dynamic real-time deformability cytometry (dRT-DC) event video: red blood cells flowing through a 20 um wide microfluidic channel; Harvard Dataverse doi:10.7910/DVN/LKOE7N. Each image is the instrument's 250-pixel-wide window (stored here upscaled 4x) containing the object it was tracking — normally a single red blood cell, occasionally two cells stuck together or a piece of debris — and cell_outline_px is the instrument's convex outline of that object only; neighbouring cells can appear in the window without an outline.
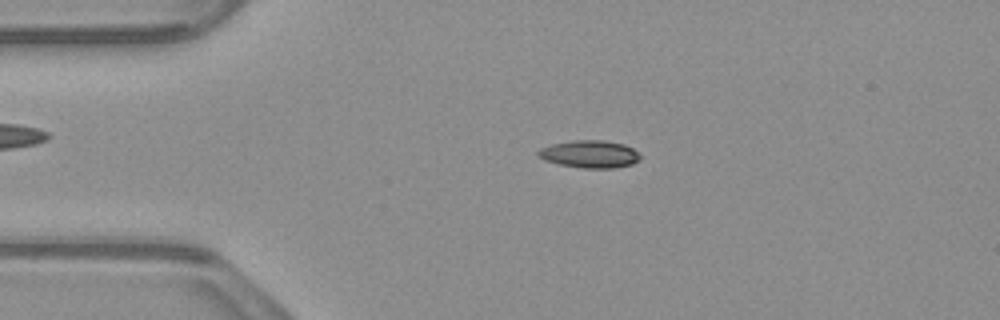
{"species": "common noctule bat (a hibernating species)", "species_latin": "Nyctalus noctula", "temperature_condition": "warm", "stored_images_in_passage": 53, "camera_frame_rate_fps": 3000, "um_per_image_px": 0.085, "animal": {"sex": "male", "body_mass_g": 23.1, "forearm_length_mm": 52.7}, "frame": {"image": 1, "passage_image": 11, "time_ms": 3.333, "image_size_px": [1000, 320], "cell_outline_px": [[640, 160], [632, 164], [616, 168], [584, 168], [560, 164], [544, 160], [536, 156], [536, 152], [540, 148], [552, 144], [572, 140], [604, 140], [624, 144], [632, 148], [640, 156]], "centroid_in_image_um": [50.1, 13.09], "position_along_channel_um": 34.9, "area_um2": 16.42}}
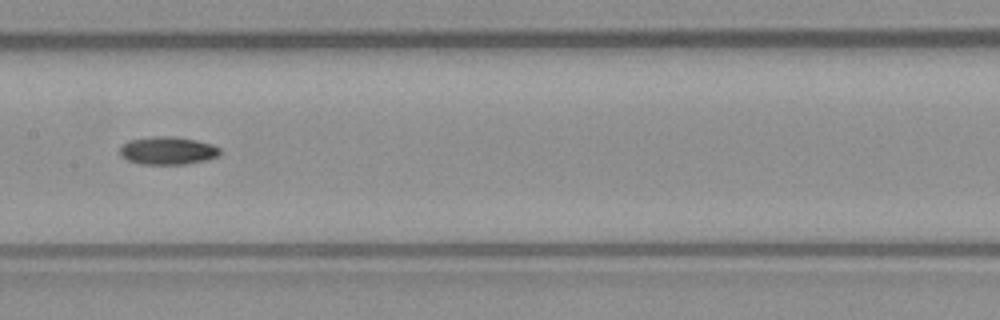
{"frame": {"image": 2, "passage_image": 26, "time_ms": 8.333, "image_size_px": [1000, 320], "cell_outline_px": [[220, 156], [208, 160], [184, 164], [140, 164], [128, 160], [120, 156], [120, 148], [128, 140], [152, 136], [176, 136], [196, 140], [212, 144], [220, 148]], "centroid_in_image_um": [14.27, 12.8], "position_along_channel_um": 193.1, "area_um2": 16.47}}
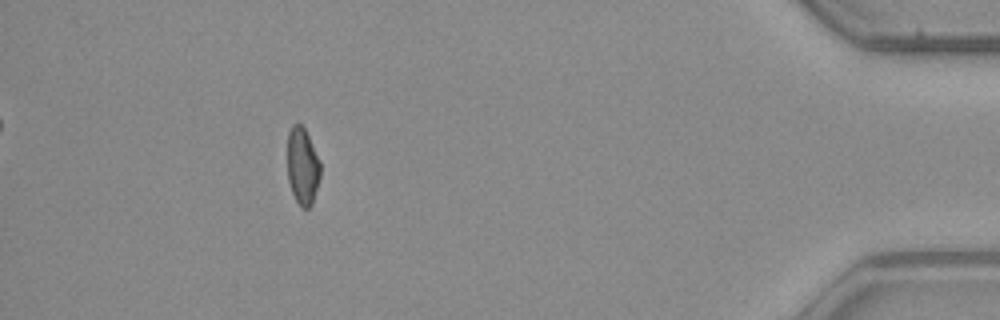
{"frame": {"image": 3, "passage_image": 48, "time_ms": 15.667, "image_size_px": [1000, 320], "cell_outline_px": [[320, 176], [312, 204], [308, 208], [300, 208], [292, 192], [288, 180], [288, 132], [292, 124], [300, 124], [304, 128], [320, 160]], "centroid_in_image_um": [25.71, 14.14], "position_along_channel_um": 409.5, "area_um2": 14.74}}